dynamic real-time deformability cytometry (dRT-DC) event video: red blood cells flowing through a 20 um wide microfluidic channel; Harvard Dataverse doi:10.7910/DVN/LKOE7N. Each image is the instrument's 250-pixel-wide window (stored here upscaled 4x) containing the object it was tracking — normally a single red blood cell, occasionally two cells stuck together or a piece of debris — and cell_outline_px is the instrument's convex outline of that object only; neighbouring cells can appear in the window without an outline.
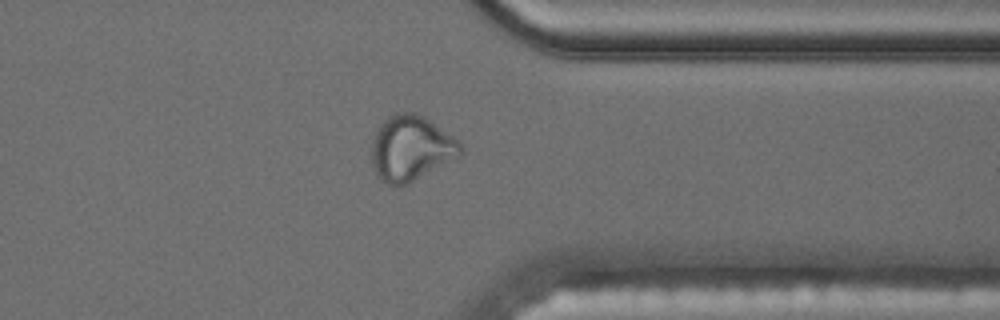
{"species": "common noctule bat (a hibernating species)", "species_latin": "Nyctalus noctula", "temperature_condition": "cold", "stored_images_in_passage": 42, "camera_frame_rate_fps": 3000, "um_per_image_px": 0.085, "animal": {"sex": "male", "body_mass_g": 17.5, "forearm_length_mm": 52.3}, "frame": {"image": 1, "passage_image": 30, "time_ms": 9.667, "image_size_px": [1000, 320], "cell_outline_px": [[464, 152], [460, 156], [408, 184], [388, 184], [380, 180], [376, 176], [372, 164], [372, 136], [376, 128], [388, 116], [396, 112], [416, 112], [424, 116], [460, 140], [464, 148]], "centroid_in_image_um": [34.94, 12.58], "position_along_channel_um": 376.5, "area_um2": 34.28}, "authors_computed_cell_mechanics": {"area_um2": 23.9292, "velocity_mm_per_s": 3.5282, "shape_relaxation_time_tau1_ms": null, "shape_relaxation_time_tau2_ms": 1.6353, "deformation_change_tau1": null, "deformation_change_tau2": 0.0853}}